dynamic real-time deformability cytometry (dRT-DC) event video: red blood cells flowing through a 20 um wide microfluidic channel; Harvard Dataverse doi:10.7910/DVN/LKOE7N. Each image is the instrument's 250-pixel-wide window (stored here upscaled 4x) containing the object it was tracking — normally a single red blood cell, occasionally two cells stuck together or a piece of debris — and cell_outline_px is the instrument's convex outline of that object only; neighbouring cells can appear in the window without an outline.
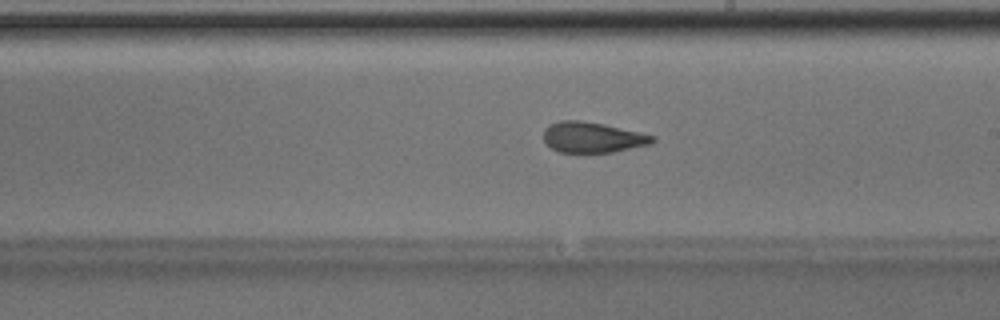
{"species": "Egyptian fruit bat (a non-hibernating species)", "species_latin": "Rousettus aegyptiacus", "temperature_condition": "room temperature", "stored_images_in_passage": 50, "camera_frame_rate_fps": 3000, "um_per_image_px": 0.085, "animal": {"sex": "male"}, "frame": {"image": 1, "passage_image": 29, "time_ms": 9.333, "image_size_px": [1000, 320], "cell_outline_px": [[656, 140], [652, 144], [612, 152], [560, 152], [552, 148], [544, 140], [544, 128], [560, 120], [584, 120], [604, 124], [656, 136]], "centroid_in_image_um": [50.39, 11.66], "position_along_channel_um": 238.6, "area_um2": 19.36}, "authors_computed_cell_mechanics": {"area_um2": 20.3456, "velocity_mm_per_s": 4.0374, "shape_relaxation_time_tau1_ms": 5.4196, "shape_relaxation_time_tau2_ms": 2.2057, "deformation_change_tau1": 0.1402, "deformation_change_tau2": 0.1021}}